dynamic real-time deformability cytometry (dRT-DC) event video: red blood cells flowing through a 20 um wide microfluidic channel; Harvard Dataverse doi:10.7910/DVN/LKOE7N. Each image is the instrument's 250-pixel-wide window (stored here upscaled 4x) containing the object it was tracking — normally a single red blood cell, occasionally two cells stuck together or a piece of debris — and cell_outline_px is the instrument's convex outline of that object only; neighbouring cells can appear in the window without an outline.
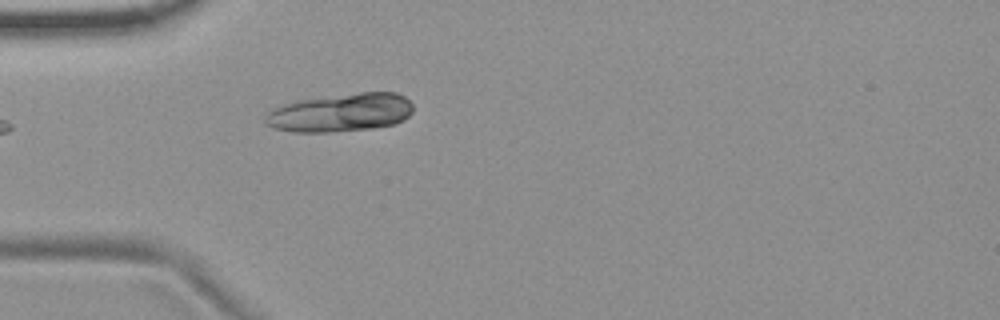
{"species": "common noctule bat (a hibernating species)", "species_latin": "Nyctalus noctula", "temperature_condition": "room temperature", "stored_images_in_passage": 25, "camera_frame_rate_fps": 3000, "um_per_image_px": 0.085, "animal": {"sex": "female", "body_mass_g": 19.9}, "frame": {"image": 1, "passage_image": 1, "time_ms": 0.0, "image_size_px": [1000, 320], "cell_outline_px": [[412, 112], [404, 120], [396, 124], [372, 128], [328, 132], [292, 132], [276, 128], [264, 124], [264, 116], [272, 108], [284, 104], [300, 100], [360, 92], [396, 92], [404, 96], [412, 104]], "centroid_in_image_um": [28.95, 9.58], "position_along_channel_um": 56.0, "area_um2": 33.0}}
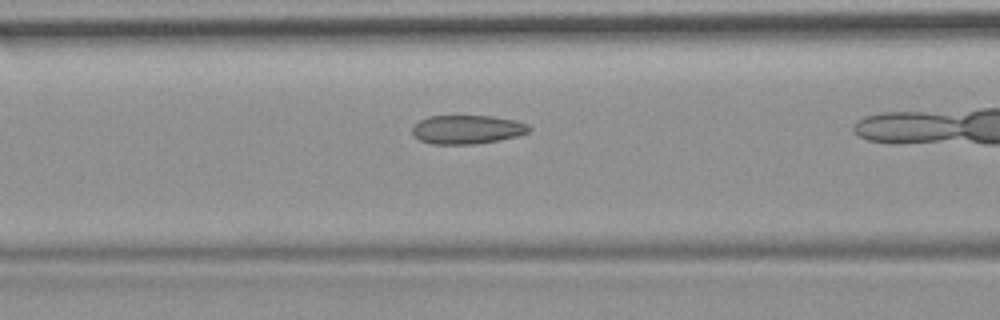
{"frame": {"image": 2, "passage_image": 4, "time_ms": 1.0, "image_size_px": [1000, 320], "cell_outline_px": [[532, 128], [528, 132], [516, 136], [500, 140], [476, 144], [432, 144], [420, 140], [412, 132], [412, 128], [420, 120], [428, 116], [492, 116], [516, 120], [528, 124]], "centroid_in_image_um": [39.73, 11.0], "position_along_channel_um": 126.9, "area_um2": 19.59}}